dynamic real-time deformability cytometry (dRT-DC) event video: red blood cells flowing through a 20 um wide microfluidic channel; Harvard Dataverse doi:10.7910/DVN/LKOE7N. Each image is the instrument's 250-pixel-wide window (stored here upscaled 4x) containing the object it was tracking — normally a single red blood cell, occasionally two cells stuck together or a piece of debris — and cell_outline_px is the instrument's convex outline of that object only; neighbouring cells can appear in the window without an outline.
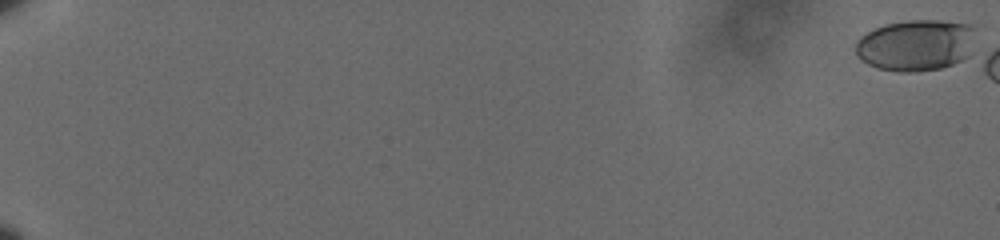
{"species": "human", "species_latin": "Homo sapiens", "temperature_condition": "cold", "stored_images_in_passage": 8, "camera_frame_rate_fps": 3000, "um_per_image_px": 0.085, "donor": {"sex": "male"}, "frame": {"image": 1, "passage_image": 1, "time_ms": 0.0, "image_size_px": [1000, 240], "cell_outline_px": [[976, 28], [968, 56], [952, 64], [940, 68], [916, 72], [896, 72], [876, 68], [860, 60], [856, 56], [856, 40], [860, 36], [884, 24], [908, 20], [936, 20], [972, 24]], "centroid_in_image_um": [77.82, 3.84], "position_along_channel_um": 7.2, "area_um2": 36.18}}